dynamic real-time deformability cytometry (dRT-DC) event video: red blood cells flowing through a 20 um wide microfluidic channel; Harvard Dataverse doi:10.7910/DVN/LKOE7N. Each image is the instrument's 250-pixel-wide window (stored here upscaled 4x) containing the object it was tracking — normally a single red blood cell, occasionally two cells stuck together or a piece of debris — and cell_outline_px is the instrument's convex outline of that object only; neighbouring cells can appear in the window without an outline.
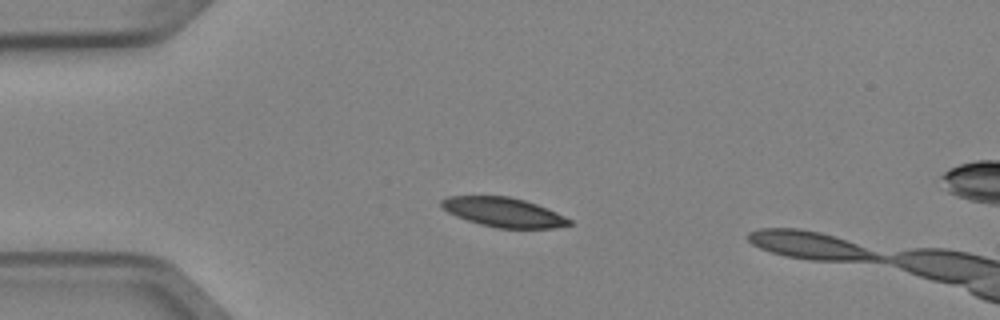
{"species": "Egyptian fruit bat (a non-hibernating species)", "species_latin": "Rousettus aegyptiacus", "temperature_condition": "cold", "stored_images_in_passage": 4, "camera_frame_rate_fps": 3000, "um_per_image_px": 0.085, "animal": {"sex": "female"}, "frame": {"image": 1, "passage_image": 3, "time_ms": 0.667, "image_size_px": [1000, 320], "cell_outline_px": [[572, 224], [552, 228], [496, 228], [480, 224], [456, 216], [448, 212], [440, 204], [440, 200], [444, 196], [508, 196], [524, 200], [536, 204], [556, 212], [572, 220]], "centroid_in_image_um": [42.78, 18.03], "position_along_channel_um": 42.2, "area_um2": 21.79}}